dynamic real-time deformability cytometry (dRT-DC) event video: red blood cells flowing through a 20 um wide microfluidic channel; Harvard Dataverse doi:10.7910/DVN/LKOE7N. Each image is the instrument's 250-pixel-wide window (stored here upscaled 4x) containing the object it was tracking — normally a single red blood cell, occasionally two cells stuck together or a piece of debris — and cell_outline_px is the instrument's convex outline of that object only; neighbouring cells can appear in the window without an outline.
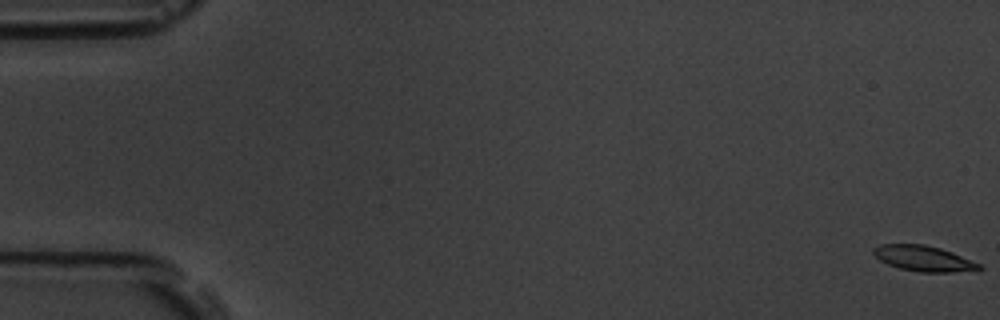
{"species": "common noctule bat (a hibernating species)", "species_latin": "Nyctalus noctula", "temperature_condition": "room temperature", "stored_images_in_passage": 6, "camera_frame_rate_fps": 3000, "um_per_image_px": 0.085, "animal": {"sex": "male", "body_mass_g": 19.5, "forearm_length_mm": 54.6}, "frame": {"image": 1, "passage_image": 1, "time_ms": 0.0, "image_size_px": [1000, 320], "cell_outline_px": [[984, 268], [980, 272], [920, 272], [900, 268], [888, 264], [880, 260], [872, 252], [872, 248], [880, 244], [924, 244], [940, 248], [952, 252], [980, 264]], "centroid_in_image_um": [78.57, 21.98], "position_along_channel_um": 6.4, "area_um2": 15.95}}